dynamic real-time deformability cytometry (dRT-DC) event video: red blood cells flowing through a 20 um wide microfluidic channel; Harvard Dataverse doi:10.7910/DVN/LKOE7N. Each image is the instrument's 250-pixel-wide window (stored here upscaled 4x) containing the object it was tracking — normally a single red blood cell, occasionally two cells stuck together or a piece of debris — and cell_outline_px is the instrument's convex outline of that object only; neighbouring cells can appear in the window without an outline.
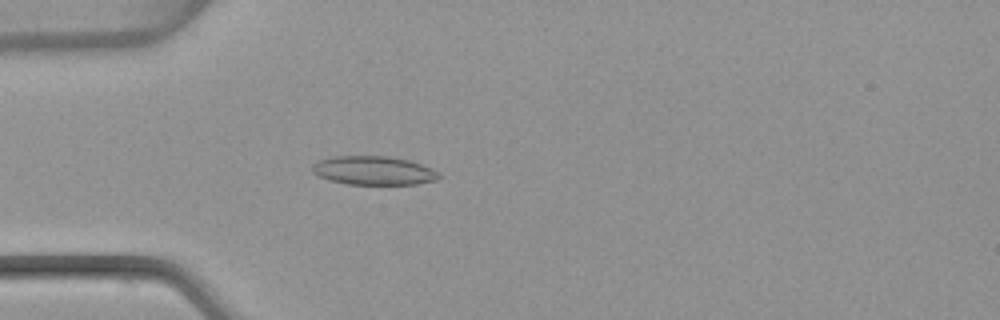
{"species": "common noctule bat (a hibernating species)", "species_latin": "Nyctalus noctula", "temperature_condition": "warm", "stored_images_in_passage": 51, "camera_frame_rate_fps": 3000, "um_per_image_px": 0.085, "animal": {"sex": "female", "body_mass_g": 22.7, "forearm_length_mm": 54.2}, "frame": {"image": 1, "passage_image": 15, "time_ms": 4.667, "image_size_px": [1000, 320], "cell_outline_px": [[440, 176], [436, 180], [416, 184], [348, 184], [328, 180], [312, 172], [312, 164], [320, 160], [336, 156], [388, 156], [408, 160], [420, 164], [436, 172]], "centroid_in_image_um": [31.71, 14.5], "position_along_channel_um": 53.3, "area_um2": 20.92}}
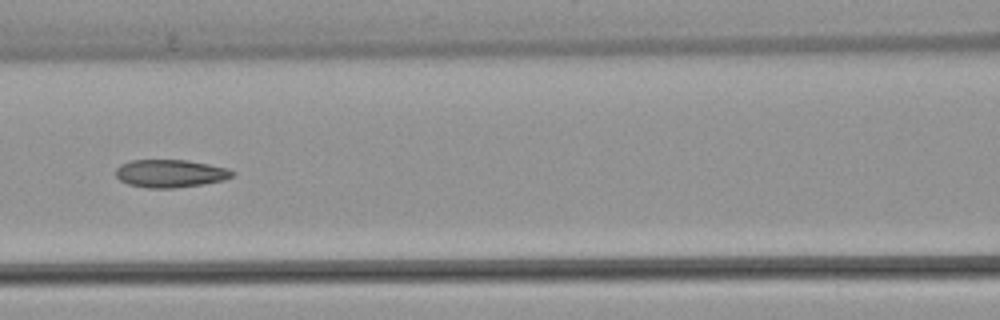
{"frame": {"image": 2, "passage_image": 23, "time_ms": 7.333, "image_size_px": [1000, 320], "cell_outline_px": [[236, 172], [232, 176], [224, 180], [200, 184], [172, 188], [148, 188], [128, 184], [120, 180], [116, 176], [116, 168], [120, 164], [132, 160], [188, 160], [228, 168]], "centroid_in_image_um": [14.47, 14.74], "position_along_channel_um": 152.1, "area_um2": 18.84}}
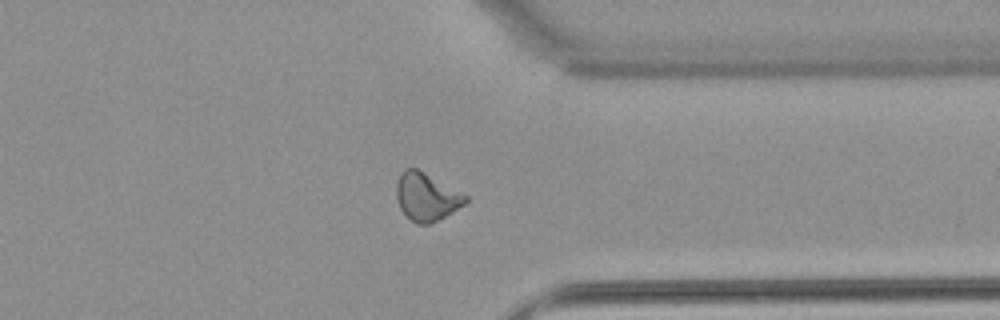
{"frame": {"image": 3, "passage_image": 40, "time_ms": 13.0, "image_size_px": [1000, 320], "cell_outline_px": [[468, 200], [464, 204], [452, 212], [432, 224], [416, 224], [400, 208], [396, 196], [396, 184], [400, 172], [404, 168], [416, 168], [468, 196]], "centroid_in_image_um": [36.23, 16.73], "position_along_channel_um": 375.2, "area_um2": 19.07}, "authors_computed_cell_mechanics": {"area_um2": 19.652, "velocity_mm_per_s": 4.0066, "shape_relaxation_time_tau1_ms": null, "shape_relaxation_time_tau2_ms": 3.7591, "deformation_change_tau1": null, "deformation_change_tau2": 0.0998}}